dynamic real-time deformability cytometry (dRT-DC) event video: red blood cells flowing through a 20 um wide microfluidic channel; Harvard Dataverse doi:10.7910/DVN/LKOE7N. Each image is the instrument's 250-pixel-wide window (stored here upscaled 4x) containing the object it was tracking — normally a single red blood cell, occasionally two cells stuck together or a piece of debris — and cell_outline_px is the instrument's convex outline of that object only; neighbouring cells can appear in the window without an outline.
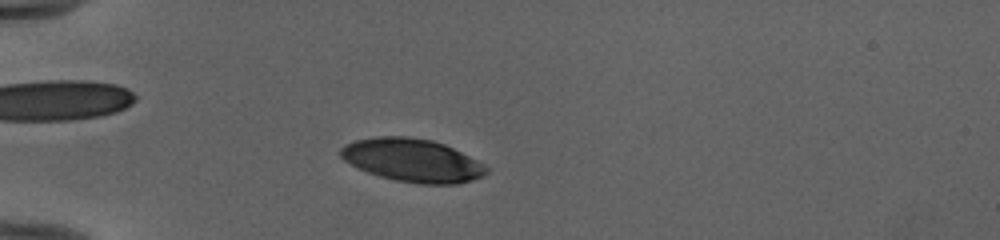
{"species": "human", "species_latin": "Homo sapiens", "temperature_condition": "cold", "stored_images_in_passage": 48, "camera_frame_rate_fps": 3000, "um_per_image_px": 0.085, "donor": {"sex": "female"}, "frame": {"image": 1, "passage_image": 11, "time_ms": 3.333, "image_size_px": [1000, 240], "cell_outline_px": [[488, 172], [472, 180], [456, 184], [420, 184], [396, 180], [380, 176], [356, 168], [344, 160], [340, 156], [340, 148], [344, 144], [356, 140], [376, 136], [408, 136], [432, 140], [444, 144], [484, 164], [488, 168]], "centroid_in_image_um": [35.01, 13.62], "position_along_channel_um": 50.0, "area_um2": 36.53}}
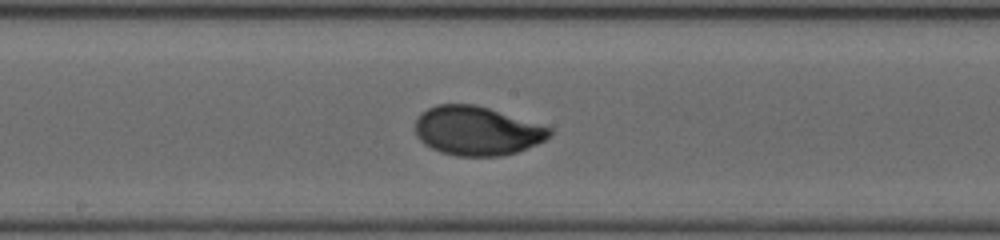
{"frame": {"image": 2, "passage_image": 25, "time_ms": 8.0, "image_size_px": [1000, 240], "cell_outline_px": [[552, 132], [544, 140], [536, 144], [516, 152], [500, 156], [456, 156], [440, 152], [424, 144], [416, 136], [416, 120], [420, 112], [436, 104], [476, 104], [552, 128]], "centroid_in_image_um": [40.5, 11.12], "position_along_channel_um": 207.7, "area_um2": 38.26}}
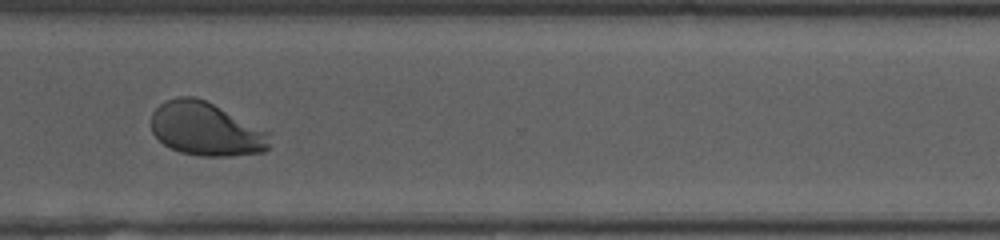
{"frame": {"image": 3, "passage_image": 36, "time_ms": 11.667, "image_size_px": [1000, 240], "cell_outline_px": [[272, 132], [268, 148], [264, 152], [232, 156], [200, 156], [180, 152], [164, 144], [152, 132], [152, 112], [160, 104], [176, 96], [196, 96]], "centroid_in_image_um": [17.55, 10.97], "position_along_channel_um": 353.1, "area_um2": 37.11}, "authors_computed_cell_mechanics": {"area_um2": 37.5989, "velocity_mm_per_s": 3.974, "shape_relaxation_time_tau1_ms": 2.6884, "shape_relaxation_time_tau2_ms": null, "deformation_change_tau1": 0.1657, "deformation_change_tau2": null}}